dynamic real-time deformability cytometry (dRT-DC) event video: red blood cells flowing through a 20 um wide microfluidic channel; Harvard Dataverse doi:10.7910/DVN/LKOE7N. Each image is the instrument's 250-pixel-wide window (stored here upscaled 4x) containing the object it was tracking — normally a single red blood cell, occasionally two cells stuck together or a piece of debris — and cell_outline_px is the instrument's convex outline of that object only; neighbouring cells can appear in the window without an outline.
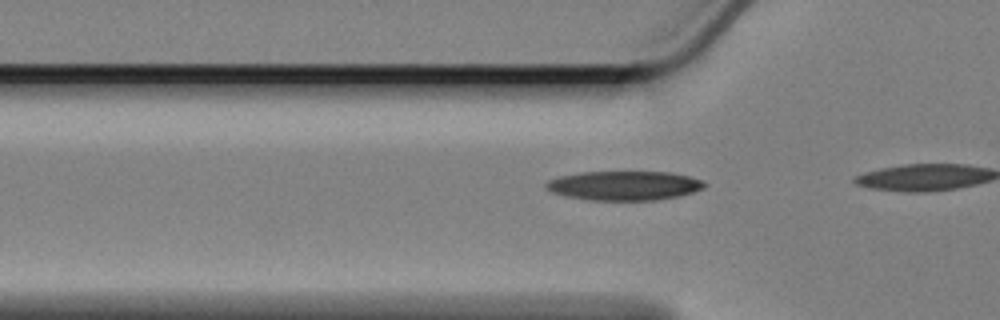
{"species": "Egyptian fruit bat (a non-hibernating species)", "species_latin": "Rousettus aegyptiacus", "temperature_condition": "cold", "stored_images_in_passage": 6, "camera_frame_rate_fps": 3000, "um_per_image_px": 0.085, "animal": {"sex": "female"}, "frame": {"image": 1, "passage_image": 4, "time_ms": 1.0, "image_size_px": [1000, 320], "cell_outline_px": [[708, 184], [704, 188], [680, 196], [656, 200], [588, 200], [564, 196], [552, 192], [544, 184], [548, 180], [560, 176], [580, 172], [672, 172], [704, 180]], "centroid_in_image_um": [53.08, 15.78], "position_along_channel_um": 72.7, "area_um2": 27.17}}